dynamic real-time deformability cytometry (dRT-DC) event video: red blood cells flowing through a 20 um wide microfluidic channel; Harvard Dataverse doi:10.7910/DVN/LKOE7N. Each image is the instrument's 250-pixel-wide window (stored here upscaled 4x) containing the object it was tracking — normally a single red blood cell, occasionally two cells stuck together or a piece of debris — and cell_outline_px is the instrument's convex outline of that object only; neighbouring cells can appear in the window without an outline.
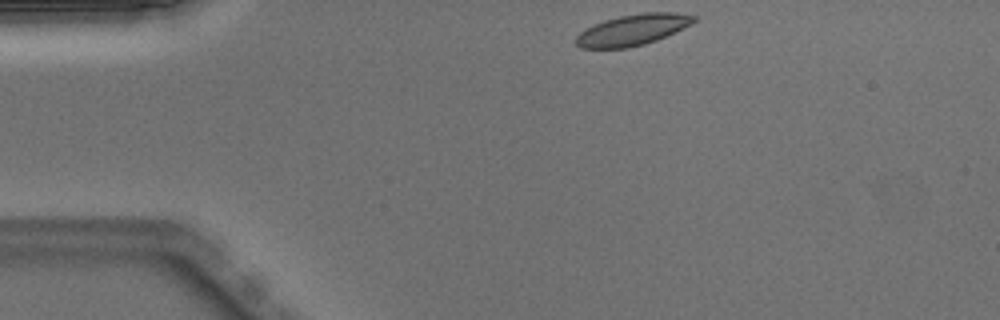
{"species": "Egyptian fruit bat (a non-hibernating species)", "species_latin": "Rousettus aegyptiacus", "temperature_condition": "warm", "stored_images_in_passage": 42, "camera_frame_rate_fps": 3000, "um_per_image_px": 0.085, "animal": {"sex": "male"}, "frame": {"image": 1, "passage_image": 1, "time_ms": 0.0, "image_size_px": [1000, 320], "cell_outline_px": [[696, 20], [656, 40], [644, 44], [628, 48], [580, 48], [572, 40], [584, 28], [592, 24], [604, 20], [620, 16], [644, 12], [676, 12], [696, 16]], "centroid_in_image_um": [53.67, 2.54], "position_along_channel_um": 31.3, "area_um2": 21.15}}
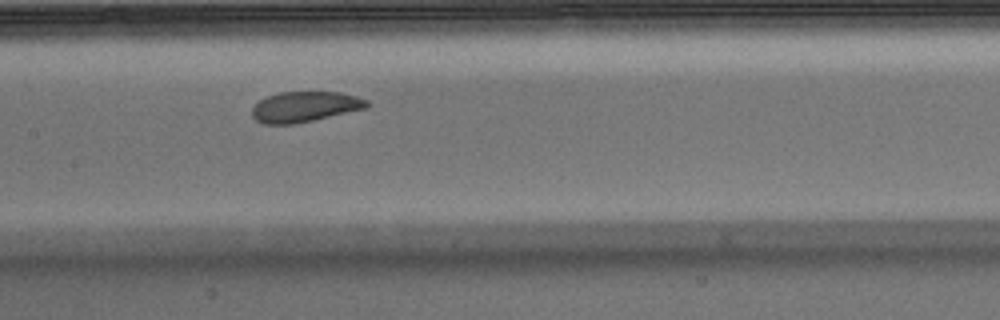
{"frame": {"image": 2, "passage_image": 16, "time_ms": 5.0, "image_size_px": [1000, 320], "cell_outline_px": [[372, 104], [368, 108], [312, 120], [292, 124], [264, 124], [256, 120], [252, 116], [252, 108], [260, 100], [268, 96], [280, 92], [340, 92], [356, 96], [368, 100]], "centroid_in_image_um": [25.95, 9.07], "position_along_channel_um": 181.5, "area_um2": 20.35}}
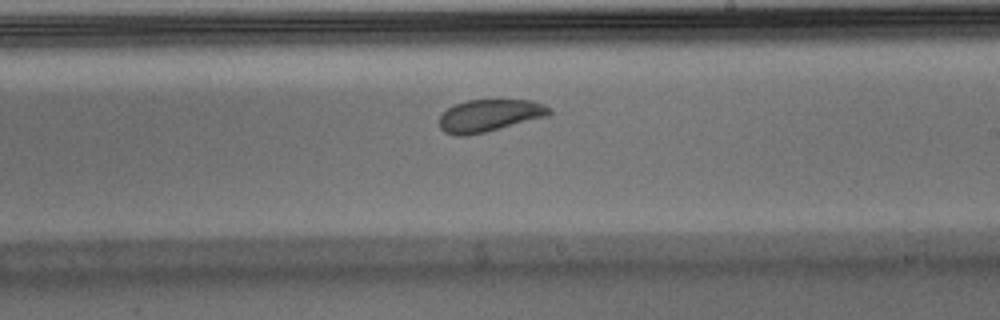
{"frame": {"image": 3, "passage_image": 21, "time_ms": 6.667, "image_size_px": [1000, 320], "cell_outline_px": [[552, 112], [548, 116], [484, 132], [464, 136], [456, 136], [444, 132], [440, 128], [440, 116], [448, 108], [456, 104], [468, 100], [532, 100], [544, 104], [552, 108]], "centroid_in_image_um": [41.63, 9.81], "position_along_channel_um": 247.4, "area_um2": 20.58}, "authors_computed_cell_mechanics": {"area_um2": 21.8773, "velocity_mm_per_s": 3.9705, "shape_relaxation_time_tau1_ms": 2.4792, "shape_relaxation_time_tau2_ms": 1.6683, "deformation_change_tau1": 0.0812, "deformation_change_tau2": 0.0668}}